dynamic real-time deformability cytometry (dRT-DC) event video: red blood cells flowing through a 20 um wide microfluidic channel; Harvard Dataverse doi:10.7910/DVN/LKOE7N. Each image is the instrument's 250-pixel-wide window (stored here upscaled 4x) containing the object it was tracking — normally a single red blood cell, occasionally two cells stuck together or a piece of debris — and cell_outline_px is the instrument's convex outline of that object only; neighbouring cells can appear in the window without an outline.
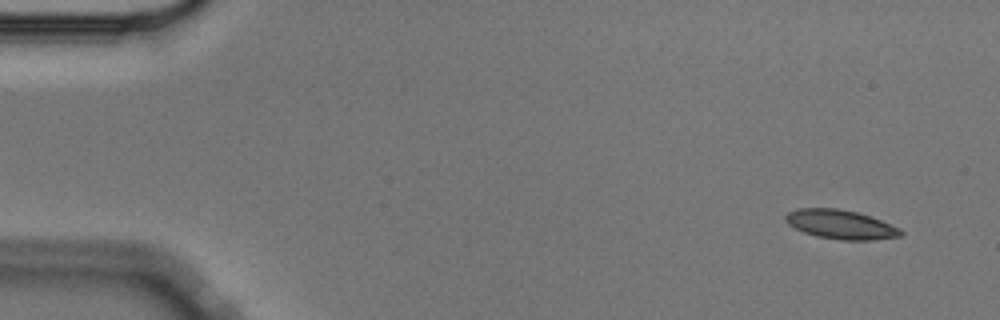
{"species": "Egyptian fruit bat (a non-hibernating species)", "species_latin": "Rousettus aegyptiacus", "temperature_condition": "cold", "stored_images_in_passage": 15, "camera_frame_rate_fps": 3000, "um_per_image_px": 0.085, "animal": {"sex": "male"}, "frame": {"image": 1, "passage_image": 3, "time_ms": 0.667, "image_size_px": [1000, 320], "cell_outline_px": [[904, 236], [872, 240], [840, 240], [816, 236], [804, 232], [788, 224], [784, 220], [784, 216], [788, 212], [796, 208], [836, 208], [856, 212], [880, 220], [900, 228], [904, 232]], "centroid_in_image_um": [71.45, 19.08], "position_along_channel_um": 13.5, "area_um2": 19.59}}
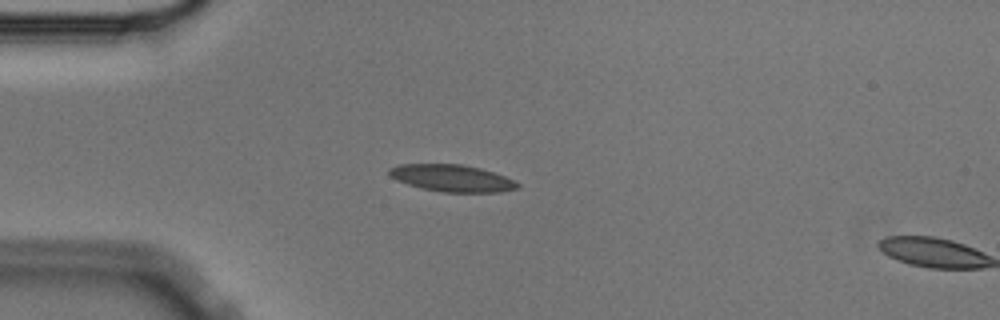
{"frame": {"image": 2, "passage_image": 14, "time_ms": 4.333, "image_size_px": [1000, 320], "cell_outline_px": [[520, 188], [500, 192], [444, 192], [420, 188], [396, 180], [388, 176], [388, 168], [400, 164], [460, 164], [480, 168], [504, 176], [520, 184]], "centroid_in_image_um": [38.38, 15.14], "position_along_channel_um": 46.6, "area_um2": 20.17}}